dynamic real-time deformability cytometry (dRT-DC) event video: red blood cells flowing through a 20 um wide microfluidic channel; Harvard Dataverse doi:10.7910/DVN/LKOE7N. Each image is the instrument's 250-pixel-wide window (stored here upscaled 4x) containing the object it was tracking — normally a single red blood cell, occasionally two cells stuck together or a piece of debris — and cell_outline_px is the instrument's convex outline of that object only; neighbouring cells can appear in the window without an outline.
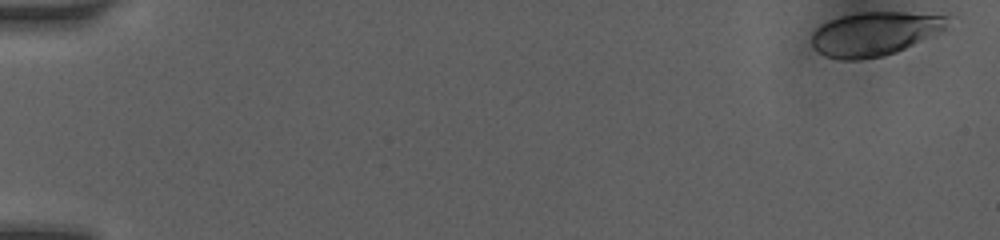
{"species": "human", "species_latin": "Homo sapiens", "temperature_condition": "room temperature", "stored_images_in_passage": 10, "camera_frame_rate_fps": 3000, "um_per_image_px": 0.085, "donor": {"sex": "female"}, "frame": {"image": 1, "passage_image": 1, "time_ms": 0.0, "image_size_px": [1000, 240], "cell_outline_px": [[956, 16], [948, 28], [940, 32], [896, 52], [884, 56], [860, 60], [840, 60], [824, 56], [812, 44], [812, 32], [820, 24], [828, 20], [840, 16], [860, 12], [904, 12]], "centroid_in_image_um": [74.4, 2.85], "position_along_channel_um": 10.6, "area_um2": 35.26}}